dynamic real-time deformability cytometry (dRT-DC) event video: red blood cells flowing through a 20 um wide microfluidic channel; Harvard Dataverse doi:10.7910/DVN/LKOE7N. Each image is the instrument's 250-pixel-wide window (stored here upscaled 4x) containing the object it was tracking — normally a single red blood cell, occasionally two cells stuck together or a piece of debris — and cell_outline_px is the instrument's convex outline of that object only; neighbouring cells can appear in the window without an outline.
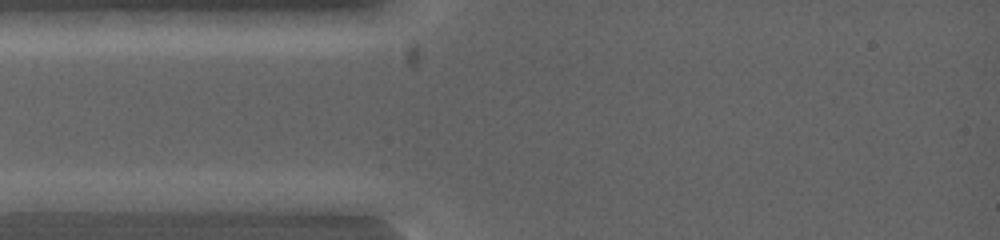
{"species": "common noctule bat (a hibernating species)", "species_latin": "Nyctalus noctula", "temperature_condition": "warm", "stored_images_in_passage": 4, "camera_frame_rate_fps": 5000, "um_per_image_px": 0.085, "animal": {"sex": "female", "body_mass_g": 19.0, "forearm_length_mm": 53.3}, "frame": {"image": 1, "passage_image": 2, "time_ms": 0.4, "image_size_px": [1000, 240], "cell_outline_px": [[120, 200], [84, 212], [36, 212], [12, 200], [68, 192], [112, 192]], "centroid_in_image_um": [5.82, 17.15], "position_along_channel_um": 79.2, "area_um2": 11.16}}